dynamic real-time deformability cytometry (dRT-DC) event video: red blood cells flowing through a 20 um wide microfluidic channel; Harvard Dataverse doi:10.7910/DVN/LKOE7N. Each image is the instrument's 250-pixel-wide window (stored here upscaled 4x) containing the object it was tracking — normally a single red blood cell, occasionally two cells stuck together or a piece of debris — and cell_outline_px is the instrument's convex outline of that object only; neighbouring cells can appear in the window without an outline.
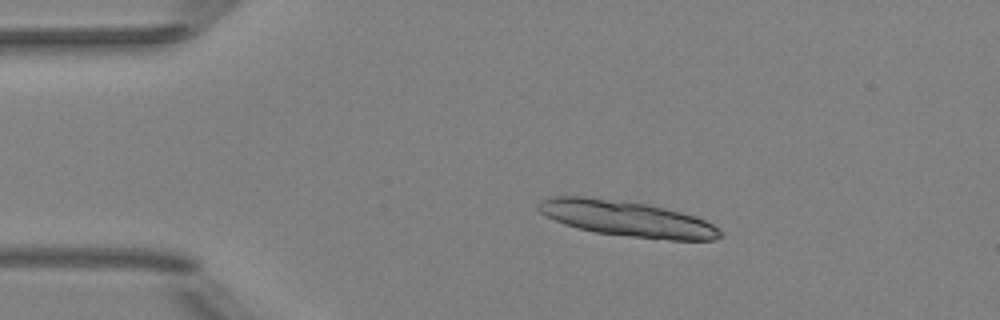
{"species": "Egyptian fruit bat (a non-hibernating species)", "species_latin": "Rousettus aegyptiacus", "temperature_condition": "room temperature", "stored_images_in_passage": 4, "segment_of_instrument_passage": [1, 2], "camera_frame_rate_fps": 3000, "um_per_image_px": 0.085, "animal": {"sex": "female"}, "frame": {"image": 1, "passage_image": 2, "time_ms": 1.0, "image_size_px": [1000, 320], "cell_outline_px": [[724, 236], [716, 240], [668, 240], [596, 232], [576, 228], [564, 224], [540, 212], [536, 208], [536, 204], [540, 200], [548, 196], [584, 196], [648, 204], [680, 212], [704, 220], [712, 224], [724, 232]], "centroid_in_image_um": [53.28, 18.58], "position_along_channel_um": 31.7, "area_um2": 37.57}}